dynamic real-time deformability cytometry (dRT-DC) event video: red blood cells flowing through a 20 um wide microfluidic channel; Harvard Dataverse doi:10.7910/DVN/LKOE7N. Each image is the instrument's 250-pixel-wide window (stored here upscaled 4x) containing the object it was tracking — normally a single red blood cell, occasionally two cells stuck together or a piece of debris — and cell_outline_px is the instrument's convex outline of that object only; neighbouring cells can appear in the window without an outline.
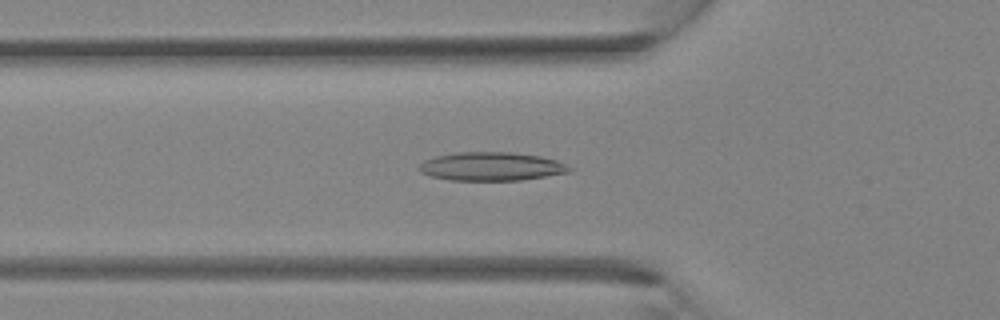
{"species": "Egyptian fruit bat (a non-hibernating species)", "species_latin": "Rousettus aegyptiacus", "temperature_condition": "room temperature", "stored_images_in_passage": 38, "camera_frame_rate_fps": 3000, "um_per_image_px": 0.085, "animal": {"sex": "female"}, "frame": {"image": 1, "passage_image": 13, "time_ms": 4.0, "image_size_px": [1000, 320], "cell_outline_px": [[572, 172], [520, 180], [452, 180], [432, 176], [420, 172], [416, 168], [424, 160], [436, 156], [456, 152], [512, 152], [540, 156], [556, 160], [572, 168]], "centroid_in_image_um": [41.76, 14.14], "position_along_channel_um": 84.0, "area_um2": 24.97}}
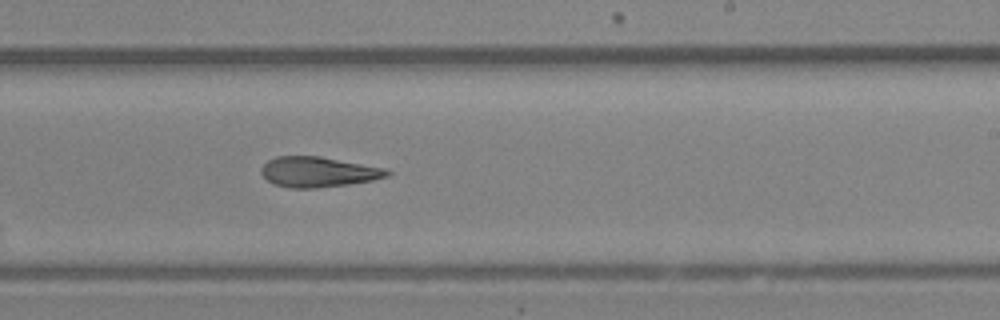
{"frame": {"image": 2, "passage_image": 23, "time_ms": 7.333, "image_size_px": [1000, 320], "cell_outline_px": [[392, 172], [388, 176], [372, 180], [348, 184], [316, 188], [292, 188], [272, 184], [260, 172], [260, 168], [268, 160], [276, 156], [320, 156], [384, 168]], "centroid_in_image_um": [27.02, 14.61], "position_along_channel_um": 262.0, "area_um2": 22.14}}
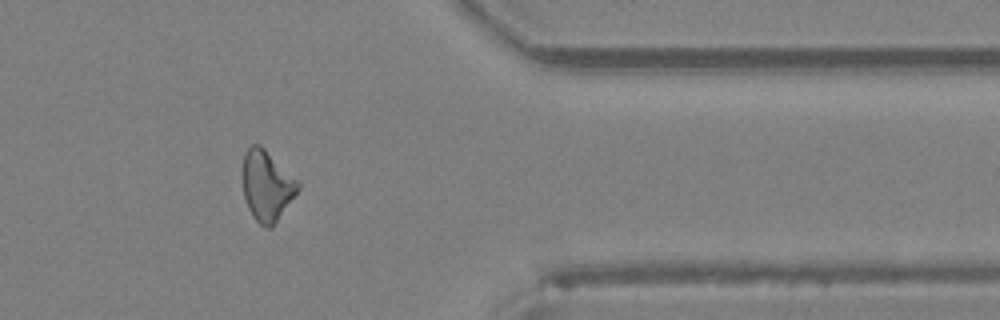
{"frame": {"image": 3, "passage_image": 31, "time_ms": 10.0, "image_size_px": [1000, 320], "cell_outline_px": [[300, 188], [272, 228], [268, 228], [260, 224], [252, 216], [248, 208], [244, 196], [244, 152], [252, 144], [260, 144], [300, 180]], "centroid_in_image_um": [22.72, 15.77], "position_along_channel_um": 388.7, "area_um2": 22.72}}